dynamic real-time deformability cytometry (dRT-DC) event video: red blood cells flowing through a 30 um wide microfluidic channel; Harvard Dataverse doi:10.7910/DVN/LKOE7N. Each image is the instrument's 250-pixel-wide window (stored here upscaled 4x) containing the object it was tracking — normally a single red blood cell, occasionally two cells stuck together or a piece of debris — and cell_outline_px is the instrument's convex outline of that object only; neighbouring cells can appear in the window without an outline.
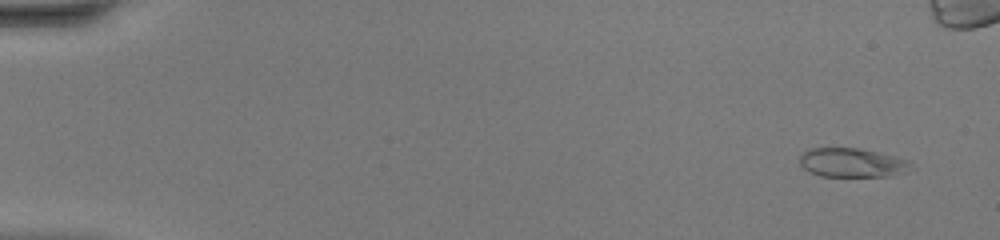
{"species": "common noctule bat (a hibernating species)", "species_latin": "Nyctalus noctula", "temperature_condition": "warm", "stored_images_in_passage": 48, "camera_frame_rate_fps": 3000, "um_per_image_px": 0.085, "animal": {"sex": "female", "body_mass_g": 20.0, "forearm_length_mm": 54.0}, "frame": {"image": 1, "passage_image": 3, "time_ms": 0.667, "image_size_px": [1000, 240], "cell_outline_px": [[908, 172], [892, 176], [820, 176], [808, 172], [800, 164], [800, 156], [804, 152], [812, 148], [860, 148], [908, 160]], "centroid_in_image_um": [72.38, 13.84], "position_along_channel_um": 12.6, "area_um2": 18.61}}
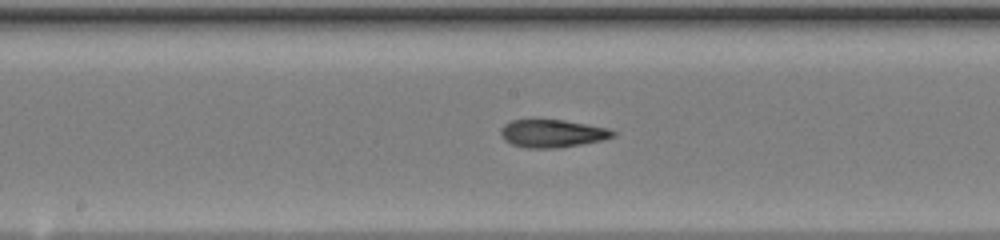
{"frame": {"image": 2, "passage_image": 26, "time_ms": 8.333, "image_size_px": [1000, 240], "cell_outline_px": [[616, 136], [604, 140], [556, 148], [524, 148], [512, 144], [504, 140], [500, 132], [500, 128], [504, 124], [512, 120], [564, 120], [608, 128], [616, 132]], "centroid_in_image_um": [46.95, 11.35], "position_along_channel_um": 201.3, "area_um2": 18.21}}
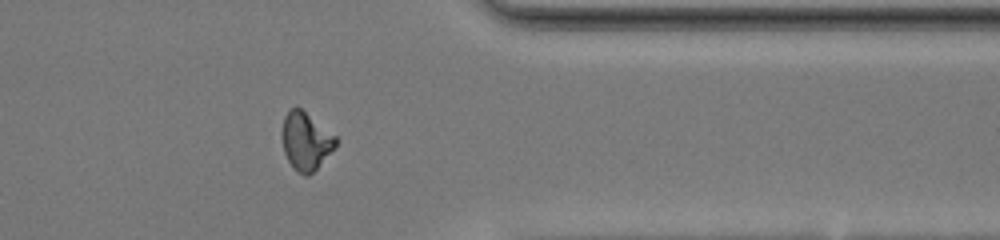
{"frame": {"image": 3, "passage_image": 39, "time_ms": 12.667, "image_size_px": [1000, 240], "cell_outline_px": [[340, 140], [336, 148], [308, 176], [304, 176], [296, 172], [292, 168], [284, 152], [280, 136], [280, 132], [284, 116], [288, 108], [296, 104], [336, 136]], "centroid_in_image_um": [25.97, 11.97], "position_along_channel_um": 385.4, "area_um2": 18.79}, "authors_computed_cell_mechanics": {"area_um2": 18.4382, "velocity_mm_per_s": 4.451, "shape_relaxation_time_tau1_ms": null, "shape_relaxation_time_tau2_ms": 1.6649, "deformation_change_tau1": null, "deformation_change_tau2": 0.0815}}